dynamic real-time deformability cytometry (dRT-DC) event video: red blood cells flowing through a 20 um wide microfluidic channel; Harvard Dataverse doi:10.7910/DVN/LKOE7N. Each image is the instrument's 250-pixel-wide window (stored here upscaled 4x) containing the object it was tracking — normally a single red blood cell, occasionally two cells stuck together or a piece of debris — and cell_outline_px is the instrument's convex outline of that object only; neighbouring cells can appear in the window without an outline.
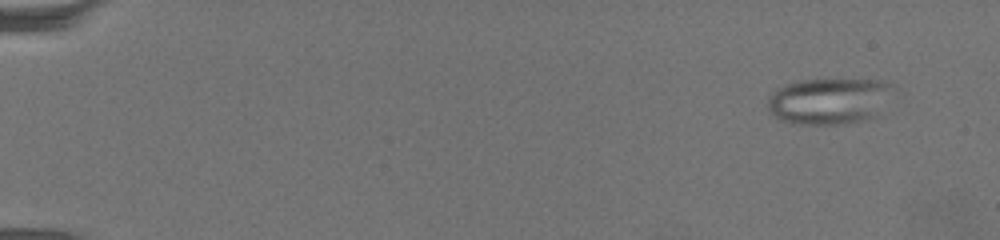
{"species": "common noctule bat (a hibernating species)", "species_latin": "Nyctalus noctula", "temperature_condition": "warm", "stored_images_in_passage": 68, "camera_frame_rate_fps": 3000, "um_per_image_px": 0.085, "animal": {"sex": "female", "body_mass_g": 19.5, "forearm_length_mm": 54.1}, "frame": {"image": 1, "passage_image": 6, "time_ms": 1.667, "image_size_px": [1000, 240], "cell_outline_px": [[896, 88], [876, 116], [864, 120], [848, 124], [792, 124], [780, 120], [768, 112], [768, 96], [776, 88], [784, 84], [800, 80], [880, 80], [892, 84]], "centroid_in_image_um": [70.46, 8.59], "position_along_channel_um": 14.5, "area_um2": 34.28}}
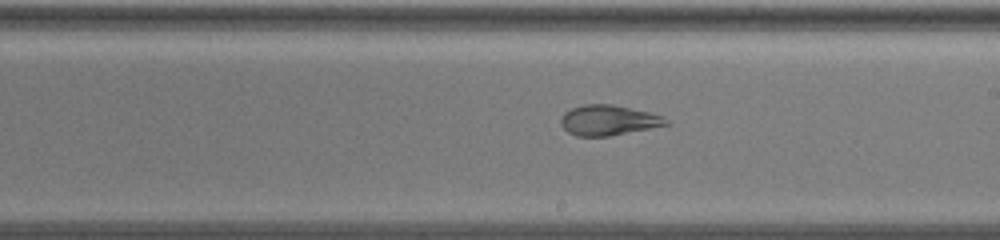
{"frame": {"image": 2, "passage_image": 42, "time_ms": 13.667, "image_size_px": [1000, 240], "cell_outline_px": [[672, 124], [608, 136], [576, 136], [568, 132], [560, 124], [560, 120], [564, 112], [572, 108], [584, 104], [612, 104], [648, 112], [664, 116]], "centroid_in_image_um": [51.72, 10.22], "position_along_channel_um": 237.3, "area_um2": 18.55}}
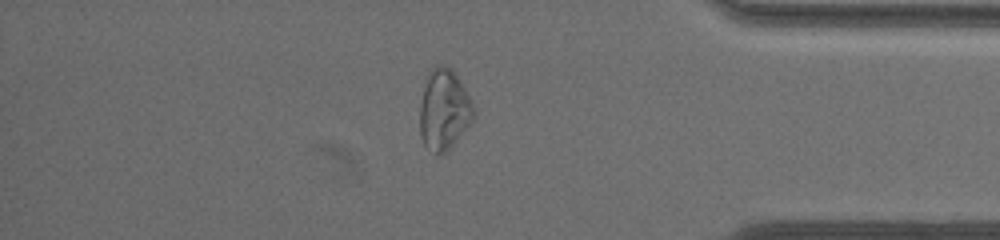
{"frame": {"image": 3, "passage_image": 59, "time_ms": 19.333, "image_size_px": [1000, 240], "cell_outline_px": [[476, 116], [456, 140], [444, 152], [436, 156], [424, 144], [420, 136], [420, 104], [428, 72], [436, 64], [444, 64], [452, 68], [468, 96], [476, 112]], "centroid_in_image_um": [37.72, 9.31], "position_along_channel_um": 397.5, "area_um2": 25.09}, "authors_computed_cell_mechanics": {"area_um2": 26.6458, "velocity_mm_per_s": 3.1861, "shape_relaxation_time_tau1_ms": null, "shape_relaxation_time_tau2_ms": 1.5515, "deformation_change_tau1": null, "deformation_change_tau2": 0.0854}}